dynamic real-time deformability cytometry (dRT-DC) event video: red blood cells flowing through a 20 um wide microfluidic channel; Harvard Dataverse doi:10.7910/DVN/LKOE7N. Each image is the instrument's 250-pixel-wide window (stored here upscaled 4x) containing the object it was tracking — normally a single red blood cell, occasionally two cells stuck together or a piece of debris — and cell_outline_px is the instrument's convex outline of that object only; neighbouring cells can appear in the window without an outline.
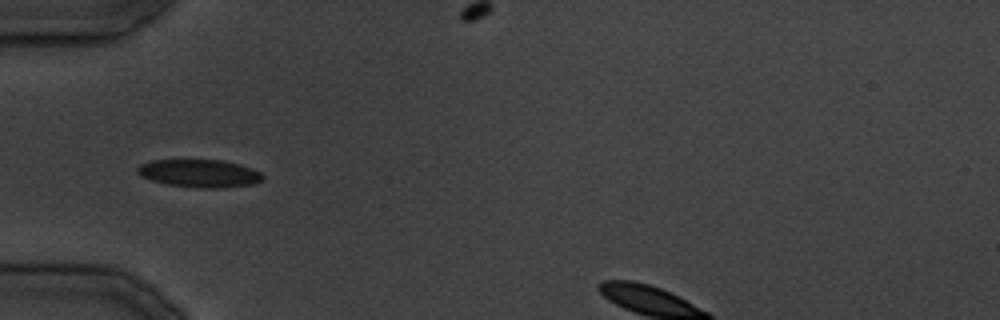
{"species": "common noctule bat (a hibernating species)", "species_latin": "Nyctalus noctula", "temperature_condition": "cold", "stored_images_in_passage": 24, "camera_frame_rate_fps": 3000, "um_per_image_px": 0.085, "animal": {"sex": "male", "body_mass_g": 19.5, "forearm_length_mm": 54.6}, "frame": {"image": 1, "passage_image": 1, "time_ms": 0.0, "image_size_px": [1000, 320], "cell_outline_px": [[264, 176], [260, 180], [252, 184], [220, 188], [200, 188], [168, 184], [152, 180], [140, 176], [136, 172], [136, 168], [140, 164], [152, 160], [220, 160], [240, 164], [252, 168], [260, 172]], "centroid_in_image_um": [16.93, 14.73], "position_along_channel_um": 68.1, "area_um2": 20.23}}